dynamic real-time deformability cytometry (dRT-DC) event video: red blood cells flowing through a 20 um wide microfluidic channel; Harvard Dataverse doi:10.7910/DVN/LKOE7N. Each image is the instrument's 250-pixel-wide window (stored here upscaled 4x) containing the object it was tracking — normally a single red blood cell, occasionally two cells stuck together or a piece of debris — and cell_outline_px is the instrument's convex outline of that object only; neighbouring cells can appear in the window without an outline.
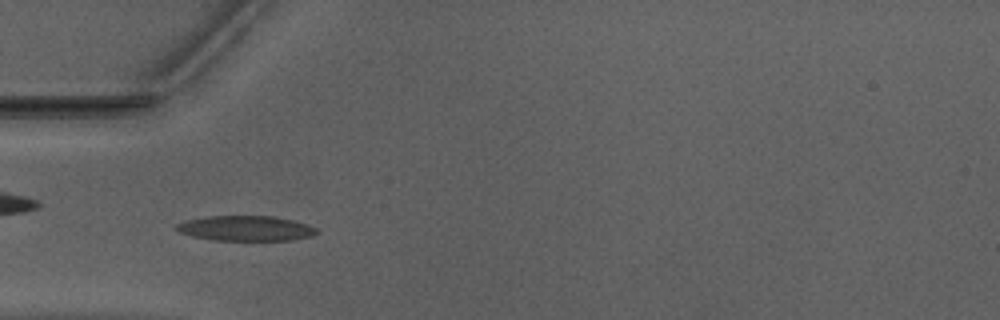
{"species": "Egyptian fruit bat (a non-hibernating species)", "species_latin": "Rousettus aegyptiacus", "temperature_condition": "warm", "stored_images_in_passage": 47, "camera_frame_rate_fps": 3000, "um_per_image_px": 0.085, "animal": {"sex": "male"}, "frame": {"image": 1, "passage_image": 11, "time_ms": 3.333, "image_size_px": [1000, 320], "cell_outline_px": [[320, 232], [312, 236], [292, 240], [216, 240], [192, 236], [180, 232], [176, 228], [176, 224], [184, 220], [208, 216], [272, 216], [292, 220], [316, 228]], "centroid_in_image_um": [20.88, 19.41], "position_along_channel_um": 64.1, "area_um2": 20.4}}
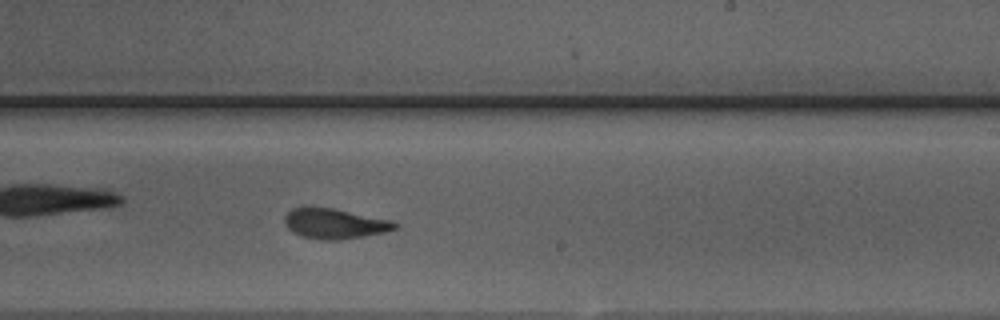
{"frame": {"image": 2, "passage_image": 26, "time_ms": 8.333, "image_size_px": [1000, 320], "cell_outline_px": [[396, 228], [388, 232], [364, 236], [336, 240], [320, 240], [300, 236], [292, 232], [284, 224], [284, 216], [292, 208], [332, 208], [392, 220], [396, 224]], "centroid_in_image_um": [28.43, 19.03], "position_along_channel_um": 260.6, "area_um2": 19.31}}
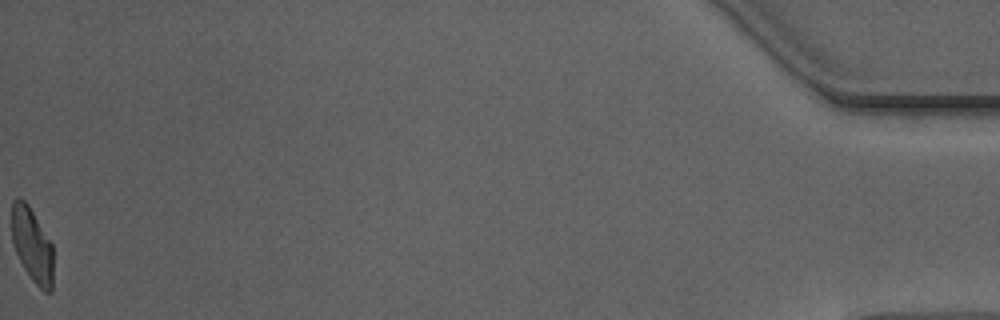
{"frame": {"image": 3, "passage_image": 47, "time_ms": 15.333, "image_size_px": [1000, 320], "cell_outline_px": [[52, 292], [44, 292], [32, 280], [24, 268], [16, 252], [12, 240], [12, 200], [24, 200], [28, 204], [52, 244]], "centroid_in_image_um": [2.73, 20.85], "position_along_channel_um": 432.5, "area_um2": 17.63}, "authors_computed_cell_mechanics": {"area_um2": 19.5942, "velocity_mm_per_s": 3.9509, "shape_relaxation_time_tau1_ms": 4.2766, "shape_relaxation_time_tau2_ms": 2.0618, "deformation_change_tau1": 0.1801, "deformation_change_tau2": 0.1009}}